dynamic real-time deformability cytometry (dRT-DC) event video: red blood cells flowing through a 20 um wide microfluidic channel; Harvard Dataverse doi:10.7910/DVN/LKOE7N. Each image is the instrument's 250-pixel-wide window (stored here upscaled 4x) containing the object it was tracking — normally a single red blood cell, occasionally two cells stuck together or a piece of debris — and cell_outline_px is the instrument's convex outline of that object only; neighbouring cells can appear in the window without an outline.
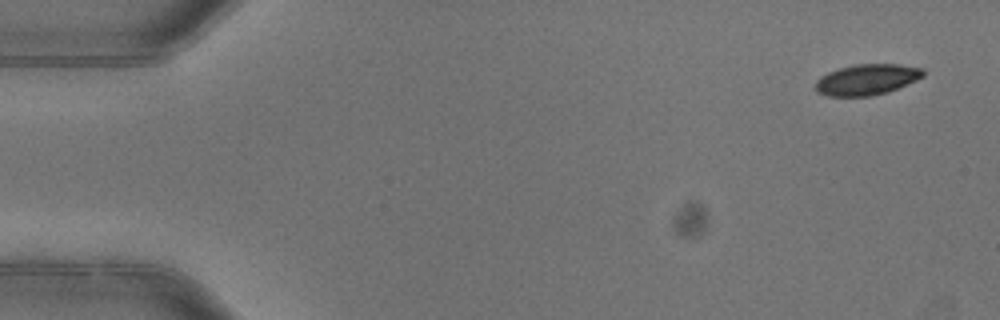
{"species": "common noctule bat (a hibernating species)", "species_latin": "Nyctalus noctula", "temperature_condition": "warm", "stored_images_in_passage": 7, "camera_frame_rate_fps": 3000, "um_per_image_px": 0.085, "animal": {"sex": "female"}, "frame": {"image": 1, "passage_image": 1, "time_ms": 0.0, "image_size_px": [1000, 320], "cell_outline_px": [[924, 76], [916, 80], [888, 92], [868, 96], [828, 96], [816, 92], [816, 80], [820, 76], [828, 72], [840, 68], [856, 64], [900, 64], [924, 68]], "centroid_in_image_um": [73.68, 6.76], "position_along_channel_um": 11.3, "area_um2": 19.36}}
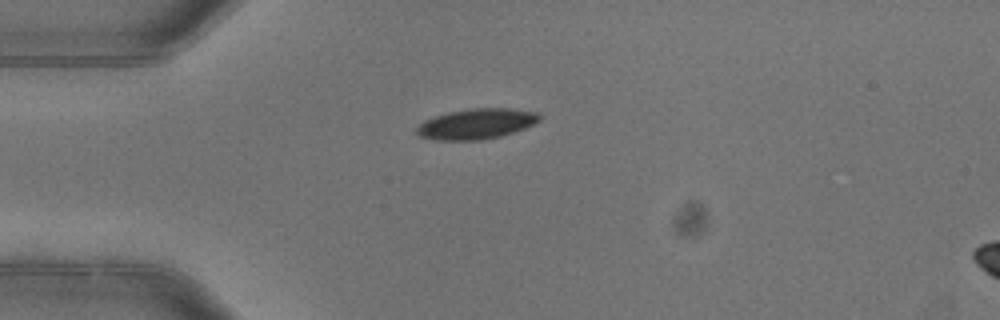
{"frame": {"image": 2, "passage_image": 4, "time_ms": 1.0, "image_size_px": [1000, 320], "cell_outline_px": [[540, 120], [524, 128], [500, 136], [484, 140], [436, 140], [420, 136], [416, 132], [416, 128], [424, 120], [448, 112], [472, 108], [512, 108], [540, 112]], "centroid_in_image_um": [40.51, 10.52], "position_along_channel_um": 44.5, "area_um2": 21.73}}